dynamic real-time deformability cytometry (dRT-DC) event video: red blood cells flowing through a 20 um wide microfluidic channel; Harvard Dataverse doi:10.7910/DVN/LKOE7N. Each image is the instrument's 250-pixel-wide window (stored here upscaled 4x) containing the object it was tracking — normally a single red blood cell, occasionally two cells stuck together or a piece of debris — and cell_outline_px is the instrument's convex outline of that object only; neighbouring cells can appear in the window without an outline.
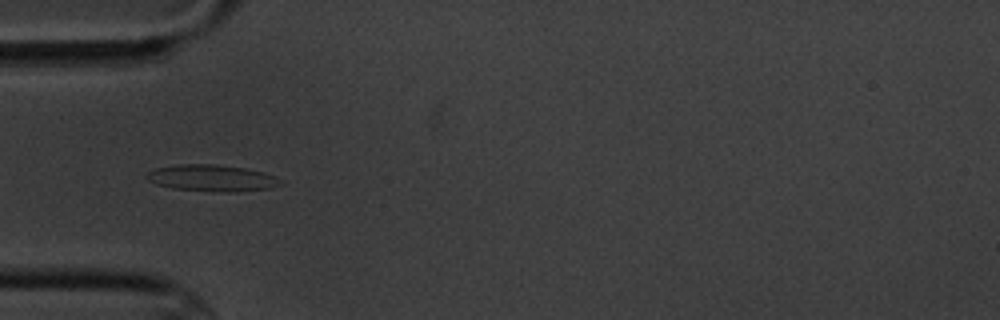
{"species": "common noctule bat (a hibernating species)", "species_latin": "Nyctalus noctula", "temperature_condition": "cold", "stored_images_in_passage": 8, "camera_frame_rate_fps": 3000, "um_per_image_px": 0.085, "animal": {"sex": "male", "body_mass_g": 20.1, "forearm_length_mm": 53.5}, "frame": {"image": 1, "passage_image": 6, "time_ms": 5.667, "image_size_px": [1000, 320], "cell_outline_px": [[284, 184], [268, 188], [236, 192], [224, 192], [172, 188], [156, 184], [148, 180], [144, 176], [148, 172], [156, 168], [176, 164], [216, 164], [244, 168], [264, 172], [276, 176]], "centroid_in_image_um": [18.01, 15.13], "position_along_channel_um": 67.0, "area_um2": 20.75}}
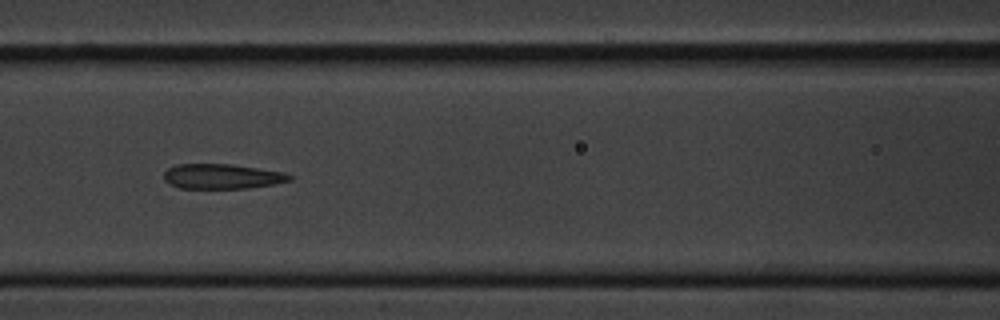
{"frame": {"image": 2, "passage_image": 8, "time_ms": 8.0, "image_size_px": [1000, 320], "cell_outline_px": [[292, 180], [272, 184], [248, 188], [180, 188], [168, 184], [164, 180], [164, 172], [168, 168], [176, 164], [232, 164], [284, 172], [292, 176]], "centroid_in_image_um": [18.84, 14.99], "position_along_channel_um": 147.8, "area_um2": 18.26}}